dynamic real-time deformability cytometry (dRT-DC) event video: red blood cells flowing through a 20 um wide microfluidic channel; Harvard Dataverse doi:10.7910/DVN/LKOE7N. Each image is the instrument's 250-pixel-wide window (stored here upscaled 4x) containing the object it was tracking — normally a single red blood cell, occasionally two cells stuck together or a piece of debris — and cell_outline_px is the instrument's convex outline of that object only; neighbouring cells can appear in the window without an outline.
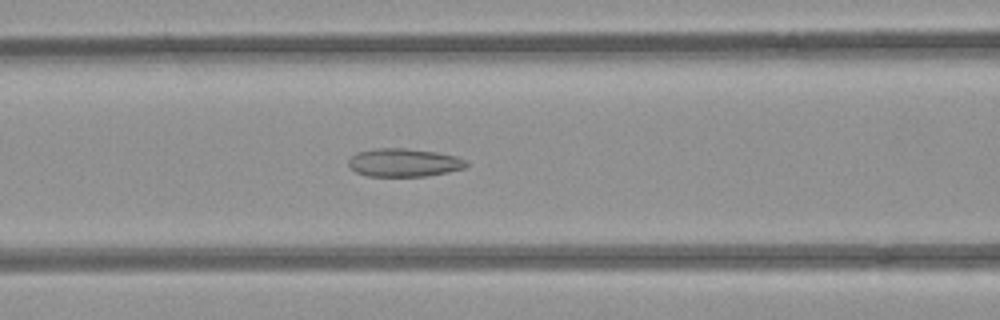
{"species": "common noctule bat (a hibernating species)", "species_latin": "Nyctalus noctula", "temperature_condition": "room temperature", "stored_images_in_passage": 52, "camera_frame_rate_fps": 3000, "um_per_image_px": 0.085, "animal": {"sex": "female", "body_mass_g": 21.9}, "frame": {"image": 1, "passage_image": 21, "time_ms": 6.667, "image_size_px": [1000, 320], "cell_outline_px": [[468, 164], [464, 168], [448, 172], [428, 176], [368, 176], [356, 172], [348, 164], [348, 160], [356, 152], [380, 148], [404, 148], [436, 152], [456, 156], [468, 160]], "centroid_in_image_um": [34.36, 13.82], "position_along_channel_um": 132.2, "area_um2": 19.36}}
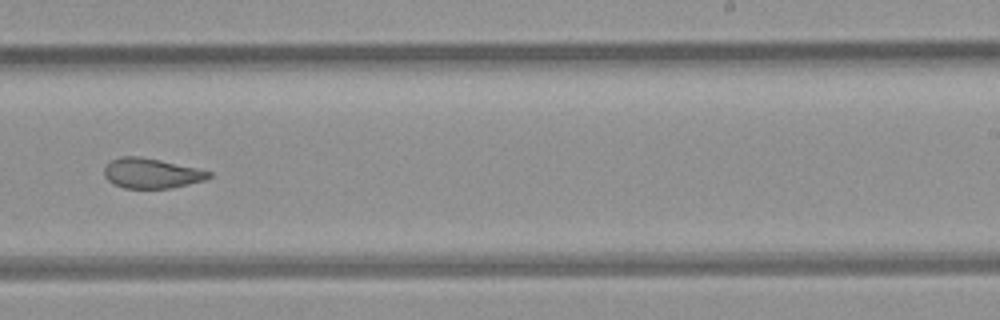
{"frame": {"image": 2, "passage_image": 32, "time_ms": 10.333, "image_size_px": [1000, 320], "cell_outline_px": [[212, 176], [204, 180], [172, 188], [124, 188], [108, 180], [104, 176], [104, 168], [112, 160], [120, 156], [140, 156], [160, 160], [196, 168], [212, 172]], "centroid_in_image_um": [12.87, 14.72], "position_along_channel_um": 276.1, "area_um2": 18.15}}
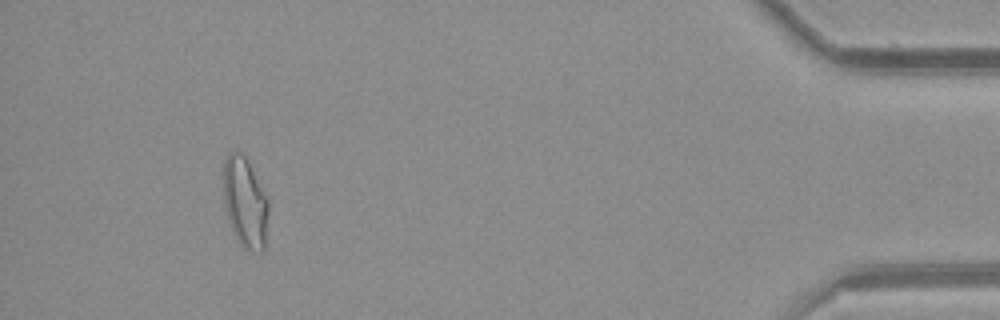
{"frame": {"image": 3, "passage_image": 48, "time_ms": 15.667, "image_size_px": [1000, 320], "cell_outline_px": [[268, 212], [264, 248], [260, 252], [252, 252], [244, 248], [240, 244], [232, 232], [228, 220], [224, 204], [224, 160], [228, 152], [240, 148], [268, 196]], "centroid_in_image_um": [20.83, 17.18], "position_along_channel_um": 414.4, "area_um2": 24.1}, "authors_computed_cell_mechanics": {"area_um2": 20.9525, "velocity_mm_per_s": 3.9297, "shape_relaxation_time_tau1_ms": null, "shape_relaxation_time_tau2_ms": 1.9214, "deformation_change_tau1": null, "deformation_change_tau2": 0.0898}}